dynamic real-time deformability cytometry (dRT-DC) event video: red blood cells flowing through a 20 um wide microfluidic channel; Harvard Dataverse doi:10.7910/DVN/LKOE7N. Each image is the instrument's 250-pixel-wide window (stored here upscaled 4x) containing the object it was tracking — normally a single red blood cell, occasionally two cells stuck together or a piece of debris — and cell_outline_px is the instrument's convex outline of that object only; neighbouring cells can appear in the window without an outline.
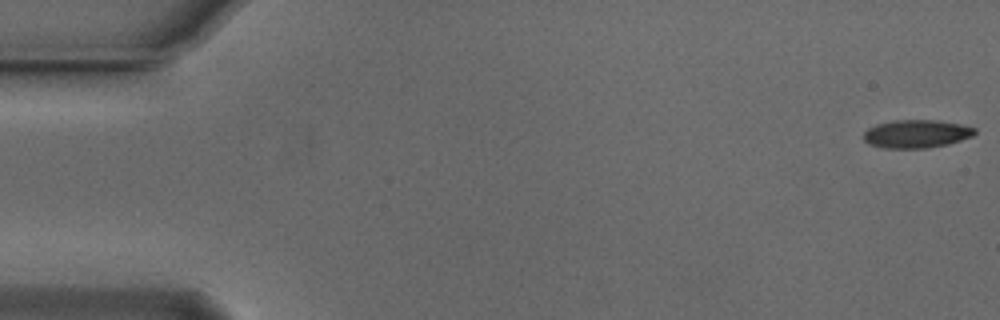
{"species": "Egyptian fruit bat (a non-hibernating species)", "species_latin": "Rousettus aegyptiacus", "temperature_condition": "cold", "stored_images_in_passage": 50, "camera_frame_rate_fps": 3000, "um_per_image_px": 0.085, "animal": {"sex": "male"}, "frame": {"image": 1, "passage_image": 1, "time_ms": 0.0, "image_size_px": [1000, 320], "cell_outline_px": [[976, 132], [972, 136], [948, 144], [928, 148], [884, 148], [868, 144], [864, 140], [864, 132], [868, 128], [880, 124], [896, 120], [940, 120], [960, 124], [976, 128]], "centroid_in_image_um": [77.91, 11.38], "position_along_channel_um": 7.1, "area_um2": 18.15}}
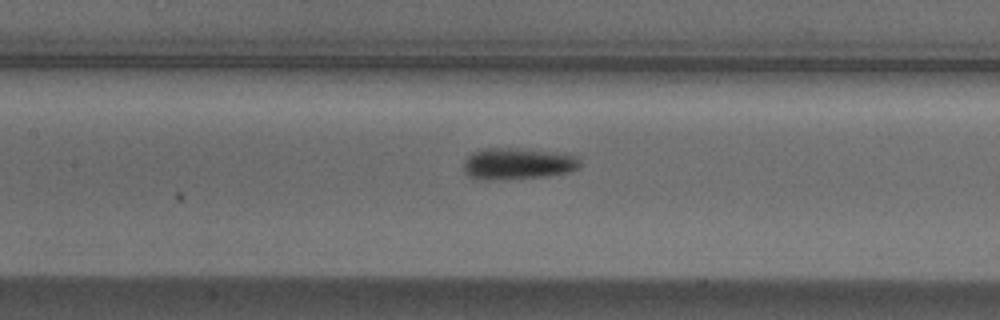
{"frame": {"image": 2, "passage_image": 25, "time_ms": 8.0, "image_size_px": [1000, 320], "cell_outline_px": [[580, 168], [568, 172], [544, 176], [484, 180], [468, 176], [464, 168], [464, 160], [472, 152], [484, 148], [516, 148], [564, 152], [576, 156], [580, 160]], "centroid_in_image_um": [44.03, 13.89], "position_along_channel_um": 163.4, "area_um2": 21.44}}
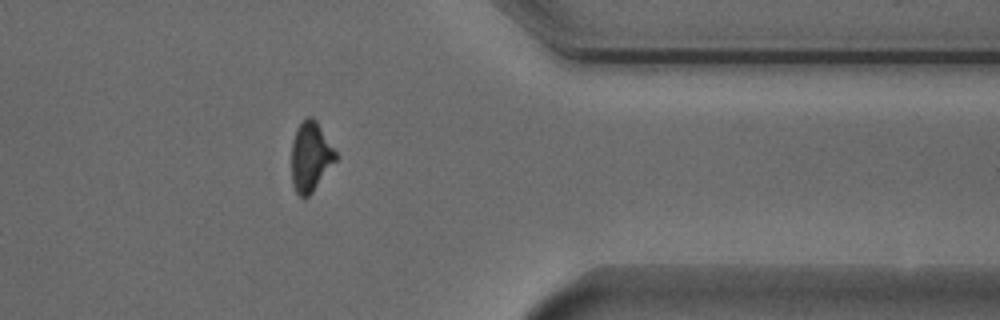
{"frame": {"image": 3, "passage_image": 44, "time_ms": 14.333, "image_size_px": [1000, 320], "cell_outline_px": [[336, 160], [312, 192], [304, 200], [296, 192], [292, 184], [292, 140], [296, 128], [308, 116], [312, 116], [316, 120], [336, 152]], "centroid_in_image_um": [26.38, 13.32], "position_along_channel_um": 385.0, "area_um2": 17.74}}